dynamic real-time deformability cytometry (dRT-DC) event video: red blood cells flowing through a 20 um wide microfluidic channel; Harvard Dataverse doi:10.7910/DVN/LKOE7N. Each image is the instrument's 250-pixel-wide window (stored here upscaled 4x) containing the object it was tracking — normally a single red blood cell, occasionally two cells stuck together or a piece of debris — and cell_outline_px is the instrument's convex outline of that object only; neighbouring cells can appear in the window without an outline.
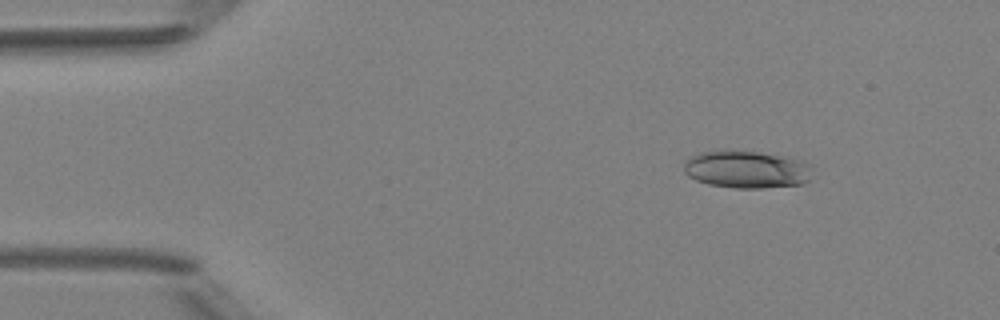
{"species": "Egyptian fruit bat (a non-hibernating species)", "species_latin": "Rousettus aegyptiacus", "temperature_condition": "room temperature", "stored_images_in_passage": 5, "camera_frame_rate_fps": 3000, "um_per_image_px": 0.085, "animal": {"sex": "female"}, "frame": {"image": 1, "passage_image": 2, "time_ms": 1.333, "image_size_px": [1000, 320], "cell_outline_px": [[812, 168], [808, 180], [804, 184], [764, 188], [736, 188], [708, 184], [696, 180], [688, 176], [684, 172], [684, 164], [692, 156], [704, 152], [756, 152], [804, 160], [812, 164]], "centroid_in_image_um": [63.52, 14.43], "position_along_channel_um": 21.5, "area_um2": 27.63}}